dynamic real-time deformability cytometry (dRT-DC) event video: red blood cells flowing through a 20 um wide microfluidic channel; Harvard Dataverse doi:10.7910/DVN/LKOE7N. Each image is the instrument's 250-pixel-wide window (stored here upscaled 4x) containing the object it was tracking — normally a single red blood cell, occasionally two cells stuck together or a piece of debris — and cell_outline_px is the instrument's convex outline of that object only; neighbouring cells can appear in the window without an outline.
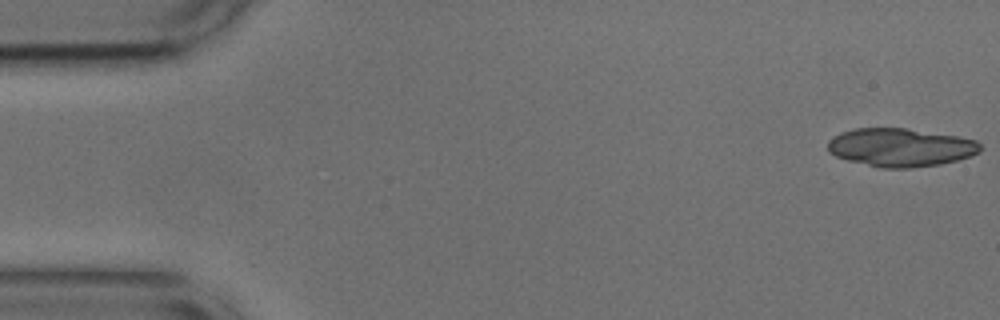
{"species": "common noctule bat (a hibernating species)", "species_latin": "Nyctalus noctula", "temperature_condition": "cold", "stored_images_in_passage": 52, "camera_frame_rate_fps": 3000, "um_per_image_px": 0.085, "animal": {"sex": "male", "body_mass_g": 17.9, "forearm_length_mm": 54.2}, "frame": {"image": 1, "passage_image": 1, "time_ms": 0.0, "image_size_px": [1000, 320], "cell_outline_px": [[980, 152], [956, 160], [940, 164], [912, 168], [880, 168], [848, 160], [836, 156], [828, 152], [828, 140], [832, 136], [840, 132], [856, 128], [904, 128], [956, 136], [976, 140], [980, 144]], "centroid_in_image_um": [76.5, 12.53], "position_along_channel_um": 8.5, "area_um2": 33.93}}
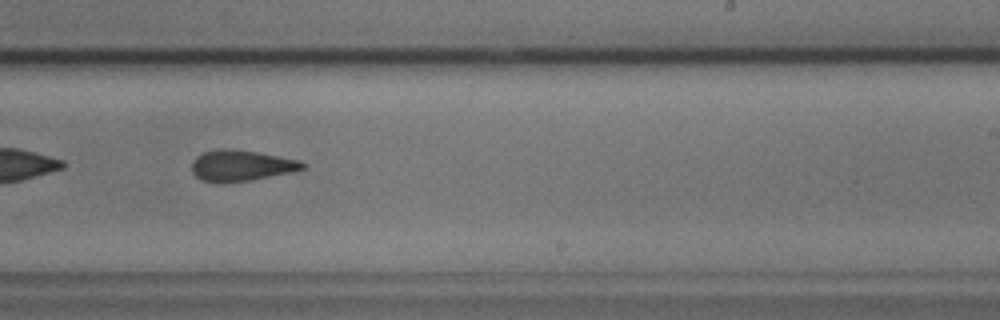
{"frame": {"image": 2, "passage_image": 32, "time_ms": 10.333, "image_size_px": [1000, 320], "cell_outline_px": [[308, 164], [304, 168], [292, 172], [252, 180], [204, 180], [196, 176], [192, 172], [192, 160], [196, 156], [204, 152], [220, 148], [232, 148], [256, 152], [300, 160]], "centroid_in_image_um": [20.54, 14.03], "position_along_channel_um": 268.5, "area_um2": 19.54}, "authors_computed_cell_mechanics": {"area_um2": 20.5768, "velocity_mm_per_s": 3.7636, "shape_relaxation_time_tau1_ms": 4.3737, "shape_relaxation_time_tau2_ms": 1.906, "deformation_change_tau1": 0.1082, "deformation_change_tau2": 0.0998}}